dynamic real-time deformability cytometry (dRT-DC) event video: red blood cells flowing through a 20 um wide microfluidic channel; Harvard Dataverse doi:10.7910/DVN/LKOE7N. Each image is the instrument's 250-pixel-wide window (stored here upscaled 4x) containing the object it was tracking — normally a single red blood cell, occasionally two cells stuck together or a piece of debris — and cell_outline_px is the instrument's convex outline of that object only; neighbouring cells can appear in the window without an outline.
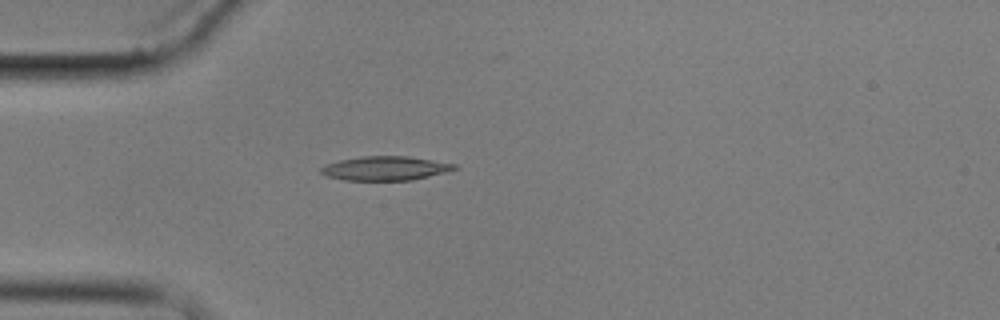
{"species": "common noctule bat (a hibernating species)", "species_latin": "Nyctalus noctula", "temperature_condition": "cold", "stored_images_in_passage": 4, "camera_frame_rate_fps": 3000, "um_per_image_px": 0.085, "animal": {"sex": "male", "body_mass_g": 17.9}, "frame": {"image": 1, "passage_image": 4, "time_ms": 4.667, "image_size_px": [1000, 320], "cell_outline_px": [[460, 168], [448, 172], [412, 180], [344, 180], [324, 176], [320, 172], [320, 168], [324, 164], [340, 160], [360, 156], [408, 156], [456, 164]], "centroid_in_image_um": [32.74, 14.31], "position_along_channel_um": 52.3, "area_um2": 18.96}}